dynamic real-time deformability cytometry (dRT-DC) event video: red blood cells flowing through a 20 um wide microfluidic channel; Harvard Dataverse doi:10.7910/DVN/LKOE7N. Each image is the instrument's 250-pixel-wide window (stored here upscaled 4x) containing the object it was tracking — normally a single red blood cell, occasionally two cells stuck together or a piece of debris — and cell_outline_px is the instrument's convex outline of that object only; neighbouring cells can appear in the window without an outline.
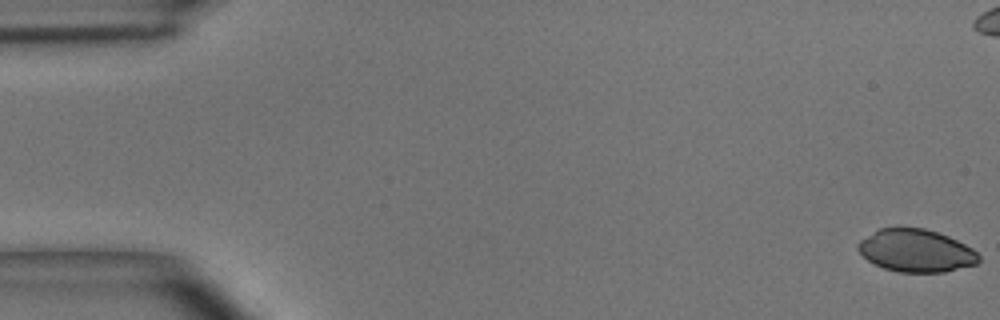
{"species": "common noctule bat (a hibernating species)", "species_latin": "Nyctalus noctula", "temperature_condition": "room temperature", "stored_images_in_passage": 52, "camera_frame_rate_fps": 3000, "um_per_image_px": 0.085, "animal": {"sex": "male", "body_mass_g": 15.6}, "frame": {"image": 1, "passage_image": 1, "time_ms": 0.0, "image_size_px": [1000, 320], "cell_outline_px": [[980, 260], [976, 264], [944, 272], [900, 272], [884, 268], [868, 260], [856, 248], [856, 244], [860, 240], [880, 228], [896, 224], [900, 224], [924, 228], [948, 236], [972, 248], [980, 256]], "centroid_in_image_um": [77.83, 21.26], "position_along_channel_um": 7.2, "area_um2": 30.4}}
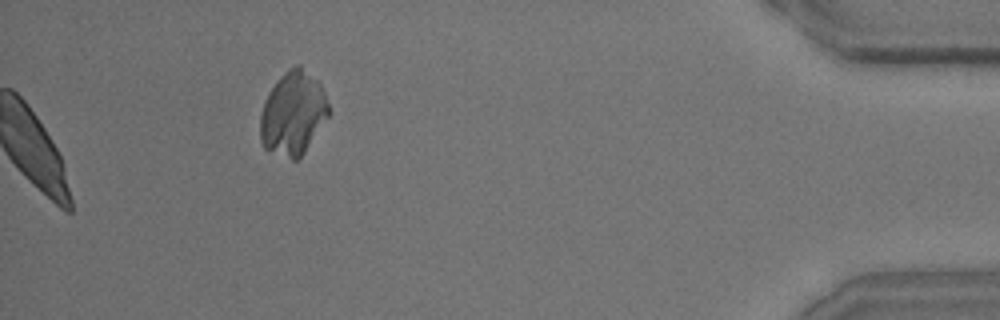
{"frame": {"image": 2, "passage_image": 52, "time_ms": 17.0, "image_size_px": [1000, 320], "cell_outline_px": [[328, 116], [304, 152], [296, 160], [292, 160], [264, 148], [260, 140], [260, 116], [264, 100], [268, 92], [280, 76], [288, 68], [296, 64], [300, 64], [320, 84], [324, 92], [328, 104]], "centroid_in_image_um": [24.88, 9.61], "position_along_channel_um": 410.3, "area_um2": 33.12}}